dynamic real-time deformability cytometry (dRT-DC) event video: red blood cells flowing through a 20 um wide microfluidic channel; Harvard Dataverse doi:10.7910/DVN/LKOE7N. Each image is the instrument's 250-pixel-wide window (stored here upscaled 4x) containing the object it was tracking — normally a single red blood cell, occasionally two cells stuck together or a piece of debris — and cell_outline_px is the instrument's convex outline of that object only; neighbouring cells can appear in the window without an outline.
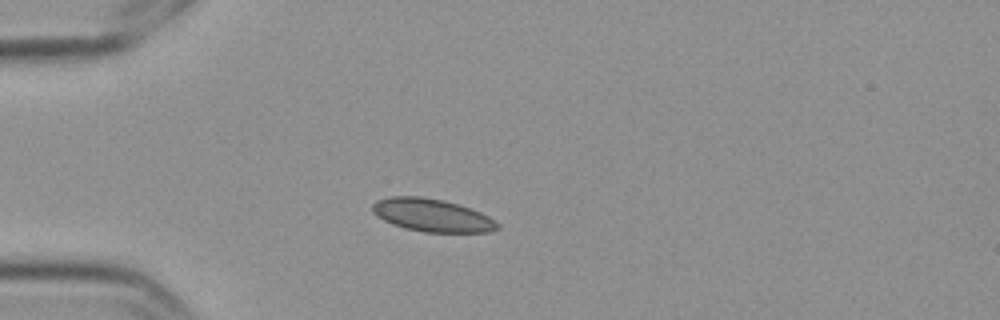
{"species": "Egyptian fruit bat (a non-hibernating species)", "species_latin": "Rousettus aegyptiacus", "temperature_condition": "cold", "stored_images_in_passage": 3, "camera_frame_rate_fps": 3000, "um_per_image_px": 0.085, "frame": {"image": 1, "passage_image": 3, "time_ms": 0.667, "image_size_px": [1000, 320], "cell_outline_px": [[500, 228], [488, 232], [424, 232], [404, 228], [392, 224], [376, 216], [372, 212], [372, 204], [376, 200], [388, 196], [420, 196], [444, 200], [480, 212], [488, 216], [500, 224]], "centroid_in_image_um": [36.69, 18.29], "position_along_channel_um": 48.3, "area_um2": 23.99}}